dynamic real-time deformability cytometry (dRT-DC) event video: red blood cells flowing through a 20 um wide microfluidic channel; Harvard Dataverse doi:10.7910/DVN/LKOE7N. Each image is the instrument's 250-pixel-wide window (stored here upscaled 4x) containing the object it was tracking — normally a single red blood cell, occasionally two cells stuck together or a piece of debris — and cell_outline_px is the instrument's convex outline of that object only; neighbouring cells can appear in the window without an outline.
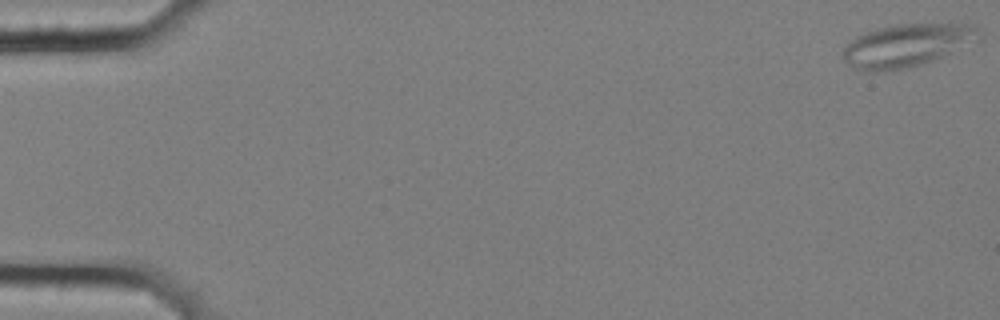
{"species": "common noctule bat (a hibernating species)", "species_latin": "Nyctalus noctula", "temperature_condition": "cold", "stored_images_in_passage": 3, "camera_frame_rate_fps": 3000, "um_per_image_px": 0.085, "animal": {"sex": "female", "body_mass_g": 25.1}, "frame": {"image": 1, "passage_image": 1, "time_ms": 0.0, "image_size_px": [1000, 320], "cell_outline_px": [[984, 36], [940, 56], [908, 68], [876, 72], [864, 72], [852, 68], [844, 60], [844, 48], [856, 36], [876, 28], [896, 24], [976, 24], [980, 28]], "centroid_in_image_um": [77.05, 3.84], "position_along_channel_um": 8.0, "area_um2": 33.58}}